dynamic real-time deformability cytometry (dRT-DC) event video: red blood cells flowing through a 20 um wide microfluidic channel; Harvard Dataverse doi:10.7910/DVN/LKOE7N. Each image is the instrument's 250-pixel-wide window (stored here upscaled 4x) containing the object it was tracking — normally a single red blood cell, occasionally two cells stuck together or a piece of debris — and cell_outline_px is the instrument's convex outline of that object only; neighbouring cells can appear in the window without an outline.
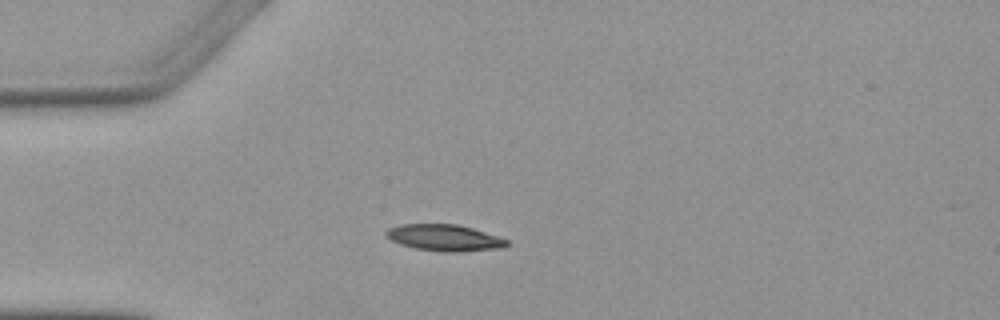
{"species": "Egyptian fruit bat (a non-hibernating species)", "species_latin": "Rousettus aegyptiacus", "temperature_condition": "warm", "stored_images_in_passage": 5, "camera_frame_rate_fps": 3000, "um_per_image_px": 0.085, "animal": {"sex": "female"}, "frame": {"image": 1, "passage_image": 4, "time_ms": 3.667, "image_size_px": [1000, 320], "cell_outline_px": [[508, 244], [504, 248], [460, 252], [440, 252], [416, 248], [400, 244], [384, 236], [384, 232], [388, 228], [400, 224], [456, 224], [472, 228], [508, 240]], "centroid_in_image_um": [37.75, 20.21], "position_along_channel_um": 47.3, "area_um2": 18.67}}